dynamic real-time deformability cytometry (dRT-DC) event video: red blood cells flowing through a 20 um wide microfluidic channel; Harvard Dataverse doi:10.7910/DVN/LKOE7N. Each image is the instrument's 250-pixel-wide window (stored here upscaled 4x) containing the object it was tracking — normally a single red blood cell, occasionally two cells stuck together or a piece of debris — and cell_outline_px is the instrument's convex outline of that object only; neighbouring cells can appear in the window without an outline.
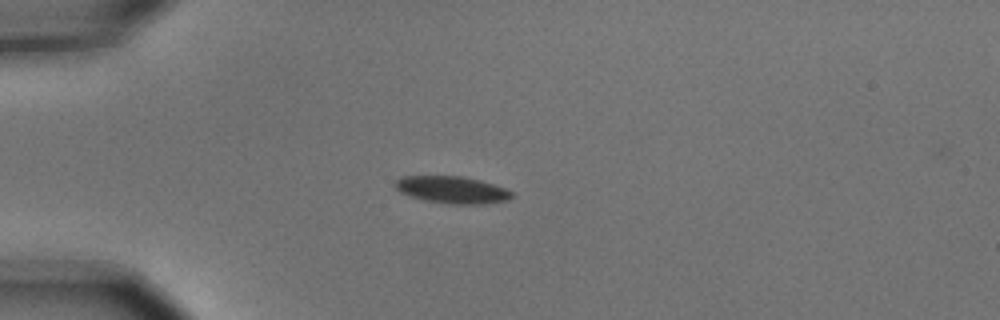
{"species": "common noctule bat (a hibernating species)", "species_latin": "Nyctalus noctula", "temperature_condition": "cold", "stored_images_in_passage": 5, "camera_frame_rate_fps": 3000, "um_per_image_px": 0.085, "animal": {"sex": "male", "body_mass_g": 15.6}, "frame": {"image": 1, "passage_image": 1, "time_ms": 0.0, "image_size_px": [1000, 320], "cell_outline_px": [[516, 196], [508, 200], [484, 204], [452, 204], [424, 200], [400, 192], [392, 184], [396, 180], [404, 176], [460, 176], [480, 180], [504, 188], [512, 192]], "centroid_in_image_um": [38.44, 16.13], "position_along_channel_um": 46.6, "area_um2": 18.38}}
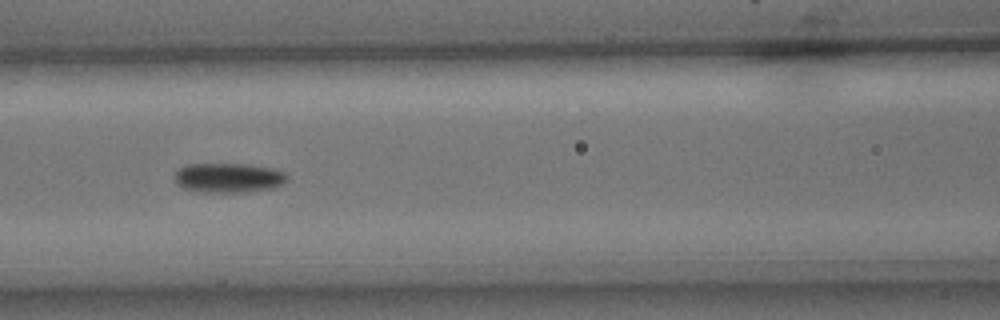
{"frame": {"image": 2, "passage_image": 4, "time_ms": 1.0, "image_size_px": [1000, 320], "cell_outline_px": [[288, 180], [272, 188], [248, 192], [196, 192], [184, 188], [176, 184], [176, 168], [188, 164], [248, 164], [276, 168], [284, 172], [288, 176]], "centroid_in_image_um": [19.42, 15.11], "position_along_channel_um": 147.2, "area_um2": 19.65}}
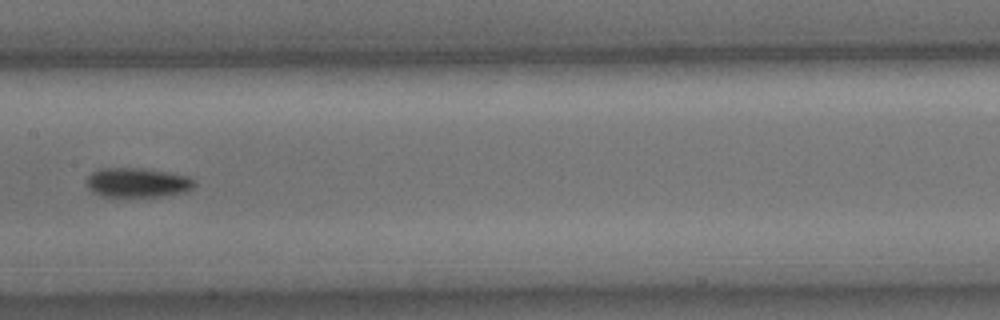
{"frame": {"image": 3, "passage_image": 5, "time_ms": 1.333, "image_size_px": [1000, 320], "cell_outline_px": [[196, 184], [188, 192], [164, 196], [100, 196], [88, 188], [88, 176], [96, 168], [144, 168], [168, 172], [188, 176], [196, 180]], "centroid_in_image_um": [11.73, 15.51], "position_along_channel_um": 195.7, "area_um2": 18.67}}